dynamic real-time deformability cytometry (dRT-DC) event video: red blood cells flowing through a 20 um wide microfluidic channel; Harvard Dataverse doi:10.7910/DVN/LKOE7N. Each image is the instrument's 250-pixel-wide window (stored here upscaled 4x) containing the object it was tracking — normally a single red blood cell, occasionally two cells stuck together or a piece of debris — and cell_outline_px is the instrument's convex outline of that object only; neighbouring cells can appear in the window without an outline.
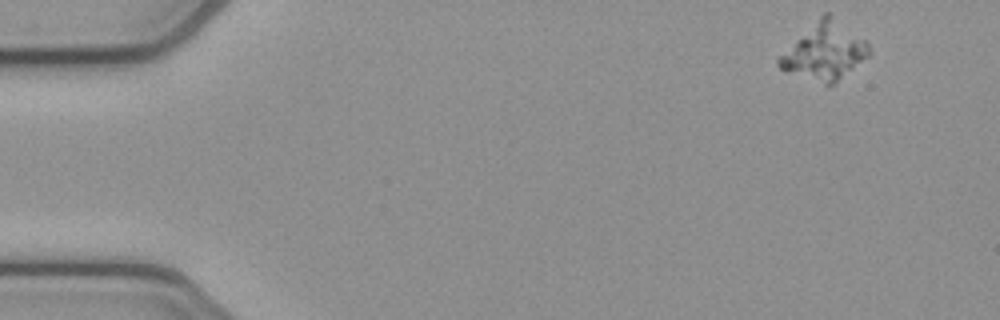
{"species": "common noctule bat (a hibernating species)", "species_latin": "Nyctalus noctula", "temperature_condition": "cold", "stored_images_in_passage": 50, "camera_frame_rate_fps": 3000, "um_per_image_px": 0.085, "animal": {"sex": "female", "body_mass_g": 21.9}, "frame": {"image": 1, "passage_image": 1, "time_ms": 0.0, "image_size_px": [1000, 320], "cell_outline_px": [[868, 56], [836, 84], [824, 84], [780, 68], [776, 64], [776, 60], [824, 12], [828, 12], [864, 40], [868, 44]], "centroid_in_image_um": [70.11, 4.39], "position_along_channel_um": 14.9, "area_um2": 28.73}}
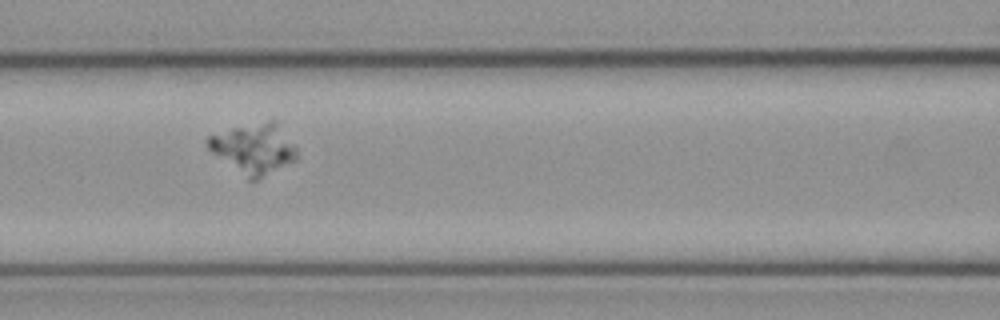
{"frame": {"image": 2, "passage_image": 20, "time_ms": 6.333, "image_size_px": [1000, 320], "cell_outline_px": [[296, 160], [256, 180], [248, 180], [212, 152], [208, 148], [208, 136], [232, 128], [268, 120], [276, 120], [296, 144]], "centroid_in_image_um": [21.63, 12.62], "position_along_channel_um": 145.0, "area_um2": 25.89}}
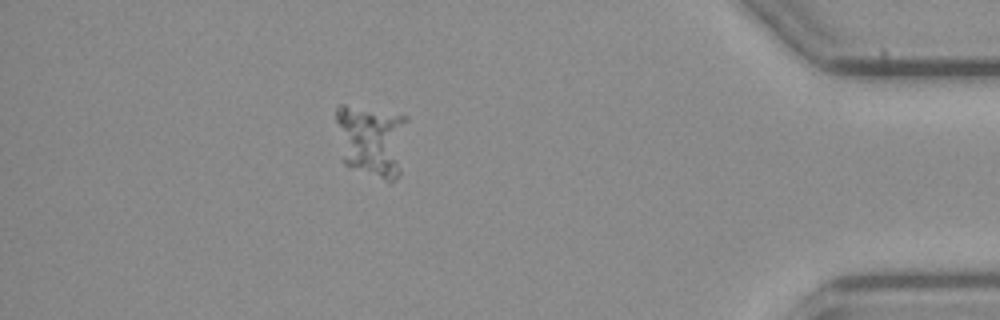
{"frame": {"image": 3, "passage_image": 44, "time_ms": 14.333, "image_size_px": [1000, 320], "cell_outline_px": [[408, 120], [400, 172], [392, 180], [388, 180], [344, 164], [340, 160], [336, 120], [336, 108], [340, 104], [344, 104], [408, 116]], "centroid_in_image_um": [31.56, 11.89], "position_along_channel_um": 403.6, "area_um2": 30.29}}